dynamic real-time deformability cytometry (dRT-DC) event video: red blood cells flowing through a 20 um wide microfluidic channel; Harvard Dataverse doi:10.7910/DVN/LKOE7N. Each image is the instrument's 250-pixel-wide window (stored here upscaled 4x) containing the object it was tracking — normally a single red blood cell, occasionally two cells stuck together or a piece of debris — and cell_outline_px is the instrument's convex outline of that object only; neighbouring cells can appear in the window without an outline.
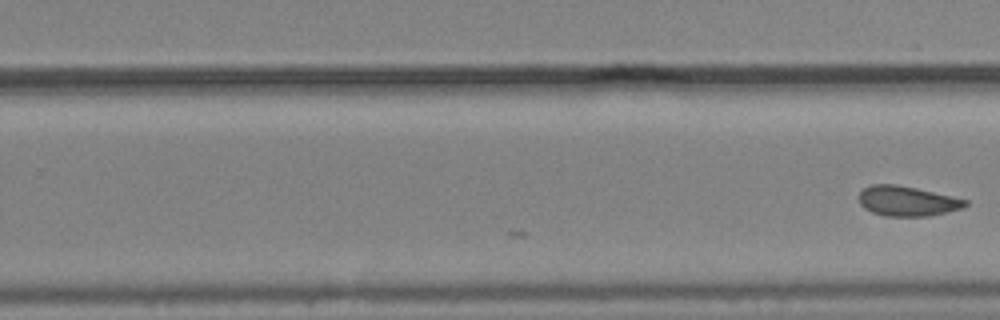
{"species": "common noctule bat (a hibernating species)", "species_latin": "Nyctalus noctula", "temperature_condition": "cold", "stored_images_in_passage": 20, "camera_frame_rate_fps": 3000, "um_per_image_px": 0.085, "animal": {"sex": "male", "body_mass_g": 19.2, "forearm_length_mm": 51.8}, "frame": {"image": 1, "passage_image": 20, "time_ms": 6.333, "image_size_px": [1000, 320], "cell_outline_px": [[968, 204], [964, 208], [948, 212], [928, 216], [884, 216], [872, 212], [864, 208], [860, 204], [860, 192], [864, 188], [872, 184], [896, 184], [916, 188], [952, 196], [968, 200]], "centroid_in_image_um": [77.13, 17.09], "position_along_channel_um": 252.7, "area_um2": 18.61}}